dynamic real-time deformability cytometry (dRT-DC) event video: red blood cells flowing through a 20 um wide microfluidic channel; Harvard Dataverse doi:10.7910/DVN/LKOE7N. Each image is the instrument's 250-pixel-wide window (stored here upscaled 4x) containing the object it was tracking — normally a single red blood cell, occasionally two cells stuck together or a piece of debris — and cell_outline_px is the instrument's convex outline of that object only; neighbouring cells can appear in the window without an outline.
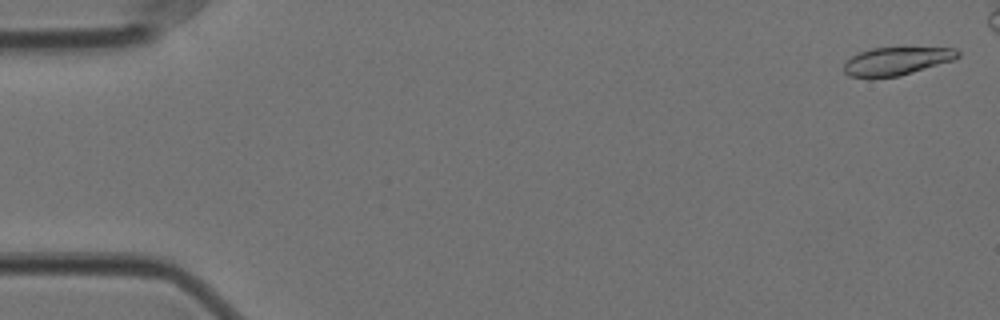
{"species": "Egyptian fruit bat (a non-hibernating species)", "species_latin": "Rousettus aegyptiacus", "temperature_condition": "cold", "stored_images_in_passage": 51, "camera_frame_rate_fps": 3000, "um_per_image_px": 0.085, "animal": {"sex": "female"}, "frame": {"image": 1, "passage_image": 2, "time_ms": 0.333, "image_size_px": [1000, 320], "cell_outline_px": [[960, 56], [956, 60], [900, 76], [872, 80], [868, 80], [848, 76], [844, 72], [844, 60], [860, 52], [872, 48], [904, 44], [956, 48], [960, 52]], "centroid_in_image_um": [76.24, 5.16], "position_along_channel_um": 8.8, "area_um2": 20.52}}
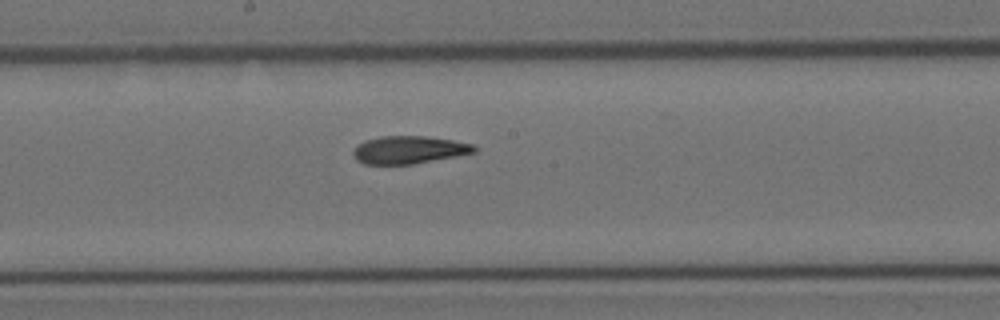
{"frame": {"image": 2, "passage_image": 31, "time_ms": 10.0, "image_size_px": [1000, 320], "cell_outline_px": [[476, 152], [456, 156], [412, 164], [364, 164], [356, 160], [352, 152], [364, 140], [380, 136], [424, 136], [452, 140], [472, 144], [476, 148]], "centroid_in_image_um": [34.74, 12.73], "position_along_channel_um": 213.5, "area_um2": 19.36}}
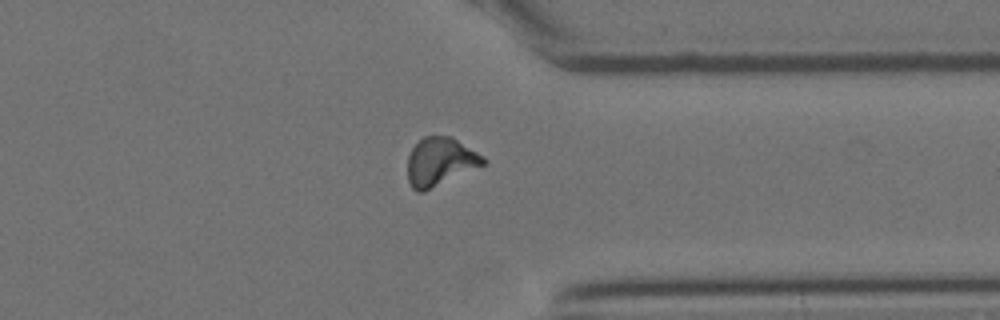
{"frame": {"image": 3, "passage_image": 45, "time_ms": 14.667, "image_size_px": [1000, 320], "cell_outline_px": [[488, 160], [484, 164], [424, 192], [416, 192], [412, 188], [408, 180], [408, 156], [412, 148], [424, 136], [452, 136], [484, 156]], "centroid_in_image_um": [37.41, 13.74], "position_along_channel_um": 374.0, "area_um2": 21.21}}